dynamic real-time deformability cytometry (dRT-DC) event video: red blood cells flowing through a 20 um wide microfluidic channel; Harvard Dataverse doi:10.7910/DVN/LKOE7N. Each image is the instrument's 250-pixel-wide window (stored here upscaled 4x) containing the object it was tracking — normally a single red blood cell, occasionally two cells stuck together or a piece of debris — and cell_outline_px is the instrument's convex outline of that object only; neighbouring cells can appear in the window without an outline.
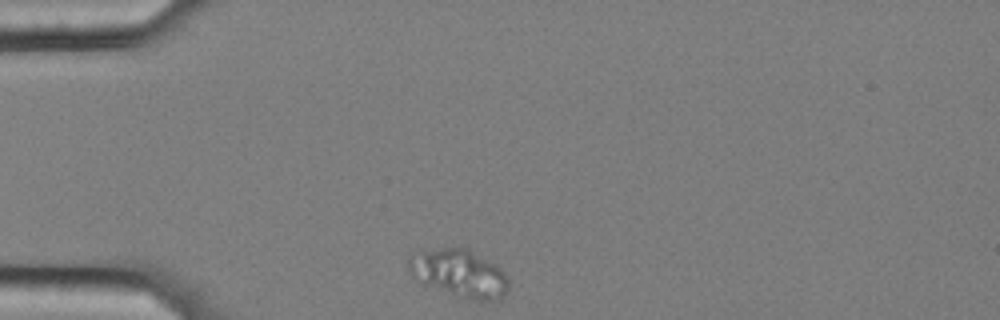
{"species": "common noctule bat (a hibernating species)", "species_latin": "Nyctalus noctula", "temperature_condition": "cold", "stored_images_in_passage": 39, "camera_frame_rate_fps": 3000, "um_per_image_px": 0.085, "animal": {"sex": "female", "body_mass_g": 25.1}, "frame": {"image": 1, "passage_image": 1, "time_ms": 0.0, "image_size_px": [1000, 320], "cell_outline_px": [[508, 288], [504, 296], [500, 300], [468, 300], [424, 284], [412, 276], [408, 268], [408, 260], [412, 256], [420, 252], [444, 248], [468, 248], [496, 264], [504, 272], [508, 280]], "centroid_in_image_um": [39.08, 23.25], "position_along_channel_um": 45.9, "area_um2": 27.63}}
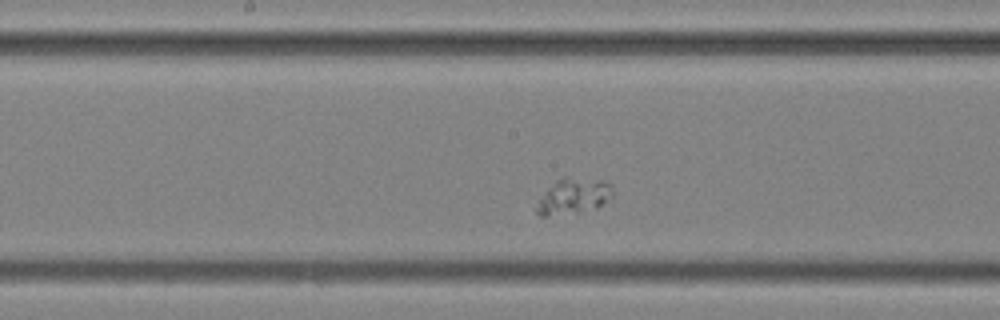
{"frame": {"image": 2, "passage_image": 17, "time_ms": 5.333, "image_size_px": [1000, 320], "cell_outline_px": [[612, 196], [600, 204], [580, 212], [548, 216], [540, 216], [536, 212], [536, 208], [540, 200], [548, 188], [556, 180], [564, 176], [568, 176], [604, 180], [612, 184]], "centroid_in_image_um": [48.74, 16.64], "position_along_channel_um": 199.5, "area_um2": 15.61}}
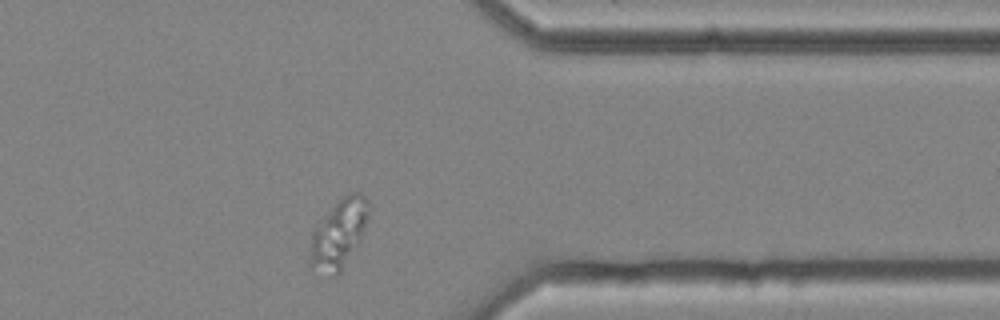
{"frame": {"image": 3, "passage_image": 34, "time_ms": 11.0, "image_size_px": [1000, 320], "cell_outline_px": [[368, 216], [360, 244], [340, 272], [336, 276], [332, 276], [308, 268], [308, 264], [312, 228], [348, 192], [360, 192], [368, 200]], "centroid_in_image_um": [28.77, 19.93], "position_along_channel_um": 382.6, "area_um2": 23.93}}